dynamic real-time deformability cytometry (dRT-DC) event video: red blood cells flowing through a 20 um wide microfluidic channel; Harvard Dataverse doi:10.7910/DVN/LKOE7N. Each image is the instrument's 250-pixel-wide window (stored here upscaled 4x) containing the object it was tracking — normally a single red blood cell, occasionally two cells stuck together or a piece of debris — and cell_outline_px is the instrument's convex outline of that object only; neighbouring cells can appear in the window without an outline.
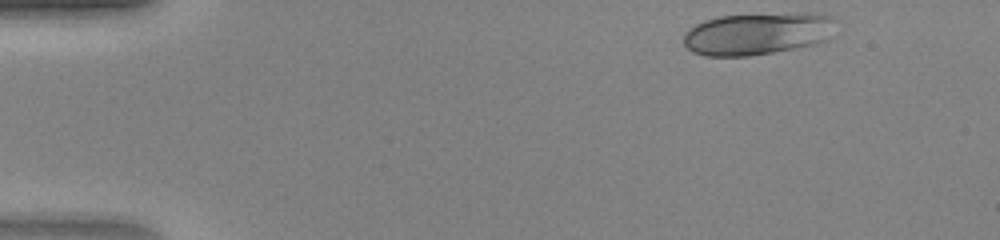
{"species": "human", "species_latin": "Homo sapiens", "temperature_condition": "warm", "stored_images_in_passage": 42, "camera_frame_rate_fps": 3000, "um_per_image_px": 0.085, "donor": {"sex": "female"}, "frame": {"image": 1, "passage_image": 1, "time_ms": 0.0, "image_size_px": [1000, 240], "cell_outline_px": [[836, 20], [828, 40], [816, 44], [796, 48], [748, 56], [704, 56], [692, 52], [684, 44], [684, 32], [696, 24], [704, 20], [720, 16], [804, 12], [820, 12], [832, 16]], "centroid_in_image_um": [64.42, 2.85], "position_along_channel_um": 20.6, "area_um2": 37.92}}
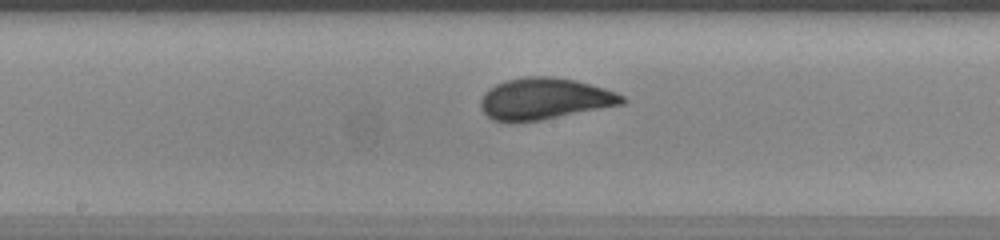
{"frame": {"image": 2, "passage_image": 20, "time_ms": 6.333, "image_size_px": [1000, 240], "cell_outline_px": [[628, 100], [624, 104], [540, 120], [512, 124], [492, 120], [480, 108], [480, 100], [484, 92], [488, 88], [496, 84], [508, 80], [528, 76], [548, 76], [576, 80], [604, 88], [616, 92], [624, 96]], "centroid_in_image_um": [46.26, 8.41], "position_along_channel_um": 201.9, "area_um2": 34.56}}
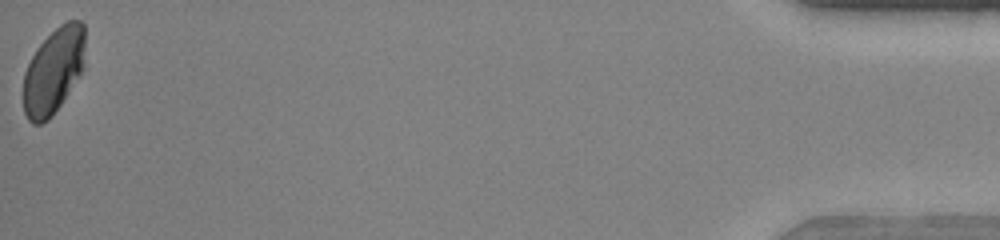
{"frame": {"image": 3, "passage_image": 42, "time_ms": 13.667, "image_size_px": [1000, 240], "cell_outline_px": [[84, 68], [60, 104], [48, 120], [40, 124], [32, 124], [28, 120], [24, 112], [24, 72], [36, 48], [60, 24], [68, 20], [80, 20], [84, 24]], "centroid_in_image_um": [4.55, 6.01], "position_along_channel_um": 430.7, "area_um2": 30.63}}